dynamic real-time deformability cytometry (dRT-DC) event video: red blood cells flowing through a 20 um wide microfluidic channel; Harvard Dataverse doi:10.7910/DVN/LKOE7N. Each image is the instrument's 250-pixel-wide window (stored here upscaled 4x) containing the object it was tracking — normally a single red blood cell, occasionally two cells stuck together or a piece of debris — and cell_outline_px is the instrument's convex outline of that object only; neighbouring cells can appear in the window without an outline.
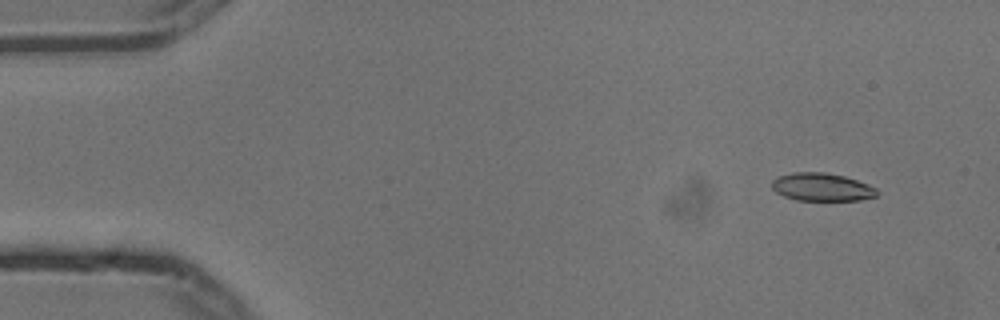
{"species": "common noctule bat (a hibernating species)", "species_latin": "Nyctalus noctula", "temperature_condition": "cold", "stored_images_in_passage": 5, "camera_frame_rate_fps": 3000, "um_per_image_px": 0.085, "animal": {"sex": "male", "body_mass_g": 13.3}, "frame": {"image": 1, "passage_image": 2, "time_ms": 0.333, "image_size_px": [1000, 320], "cell_outline_px": [[880, 192], [876, 196], [860, 200], [796, 200], [784, 196], [776, 192], [772, 188], [772, 180], [776, 176], [792, 172], [824, 172], [844, 176], [856, 180], [876, 188]], "centroid_in_image_um": [69.83, 15.89], "position_along_channel_um": 15.2, "area_um2": 17.17}}